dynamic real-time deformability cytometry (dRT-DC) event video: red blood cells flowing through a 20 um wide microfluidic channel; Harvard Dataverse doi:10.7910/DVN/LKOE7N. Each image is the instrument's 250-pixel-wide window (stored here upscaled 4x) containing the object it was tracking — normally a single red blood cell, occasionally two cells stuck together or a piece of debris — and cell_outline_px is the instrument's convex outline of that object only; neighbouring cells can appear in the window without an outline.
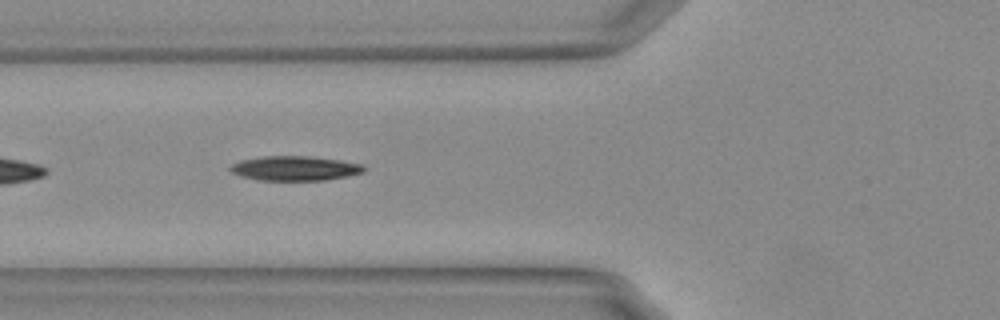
{"species": "Egyptian fruit bat (a non-hibernating species)", "species_latin": "Rousettus aegyptiacus", "temperature_condition": "warm", "stored_images_in_passage": 14, "camera_frame_rate_fps": 3000, "um_per_image_px": 0.085, "animal": {"sex": "female"}, "frame": {"image": 1, "passage_image": 5, "time_ms": 1.333, "image_size_px": [1000, 320], "cell_outline_px": [[368, 168], [364, 172], [348, 176], [324, 180], [260, 180], [240, 176], [232, 172], [228, 168], [232, 164], [240, 160], [264, 156], [308, 156], [340, 160], [364, 164]], "centroid_in_image_um": [25.1, 14.3], "position_along_channel_um": 100.7, "area_um2": 19.25}}